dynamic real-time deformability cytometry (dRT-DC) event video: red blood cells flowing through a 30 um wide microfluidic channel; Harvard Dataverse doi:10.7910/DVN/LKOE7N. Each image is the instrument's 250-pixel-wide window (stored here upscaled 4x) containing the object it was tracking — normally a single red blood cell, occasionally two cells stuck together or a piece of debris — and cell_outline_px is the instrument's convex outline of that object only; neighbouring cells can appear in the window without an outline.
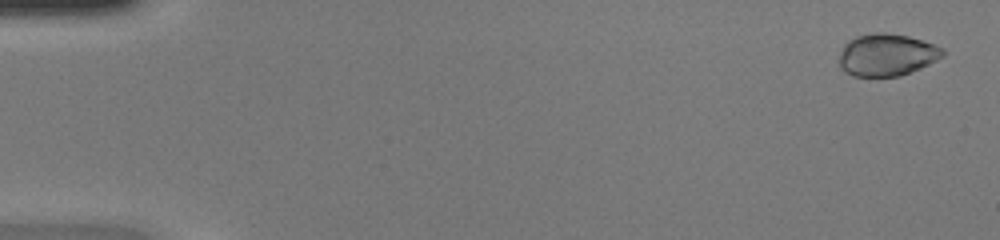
{"species": "common noctule bat (a hibernating species)", "species_latin": "Nyctalus noctula", "temperature_condition": "warm", "stored_images_in_passage": 49, "camera_frame_rate_fps": 3000, "um_per_image_px": 0.085, "animal": {"sex": "female", "body_mass_g": 20.0, "forearm_length_mm": 54.0}, "frame": {"image": 1, "passage_image": 2, "time_ms": 0.333, "image_size_px": [1000, 240], "cell_outline_px": [[944, 56], [920, 68], [900, 76], [852, 76], [844, 72], [840, 68], [840, 52], [844, 44], [848, 40], [856, 36], [872, 32], [888, 32], [908, 36], [944, 48]], "centroid_in_image_um": [75.35, 4.65], "position_along_channel_um": 9.7, "area_um2": 25.55}}
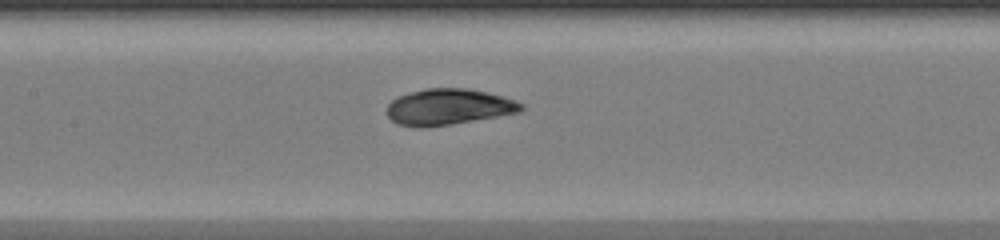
{"frame": {"image": 2, "passage_image": 24, "time_ms": 7.667, "image_size_px": [1000, 240], "cell_outline_px": [[524, 108], [520, 112], [424, 128], [416, 128], [396, 124], [388, 116], [388, 104], [392, 100], [408, 92], [424, 88], [468, 88], [488, 92], [504, 96], [516, 100], [524, 104]], "centroid_in_image_um": [38.12, 9.07], "position_along_channel_um": 169.3, "area_um2": 28.26}}
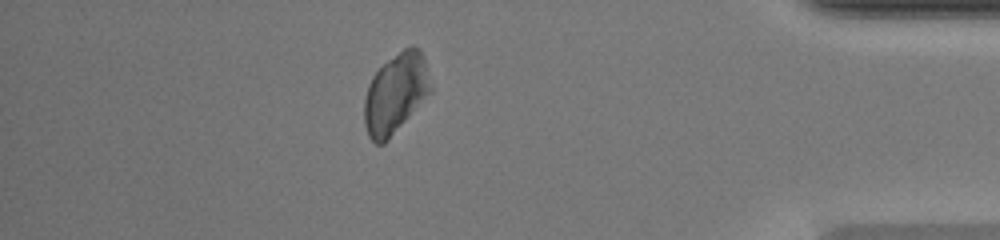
{"frame": {"image": 3, "passage_image": 43, "time_ms": 14.0, "image_size_px": [1000, 240], "cell_outline_px": [[432, 92], [388, 140], [384, 144], [376, 144], [368, 136], [364, 124], [364, 100], [368, 84], [372, 76], [388, 60], [404, 48], [412, 44], [420, 48], [424, 56], [432, 84]], "centroid_in_image_um": [33.65, 7.93], "position_along_channel_um": 401.6, "area_um2": 31.21}, "authors_computed_cell_mechanics": {"area_um2": 28.9, "velocity_mm_per_s": 4.2604, "shape_relaxation_time_tau1_ms": 1.5898, "shape_relaxation_time_tau2_ms": 1.4045, "deformation_change_tau1": 0.0609, "deformation_change_tau2": 0.0573}}